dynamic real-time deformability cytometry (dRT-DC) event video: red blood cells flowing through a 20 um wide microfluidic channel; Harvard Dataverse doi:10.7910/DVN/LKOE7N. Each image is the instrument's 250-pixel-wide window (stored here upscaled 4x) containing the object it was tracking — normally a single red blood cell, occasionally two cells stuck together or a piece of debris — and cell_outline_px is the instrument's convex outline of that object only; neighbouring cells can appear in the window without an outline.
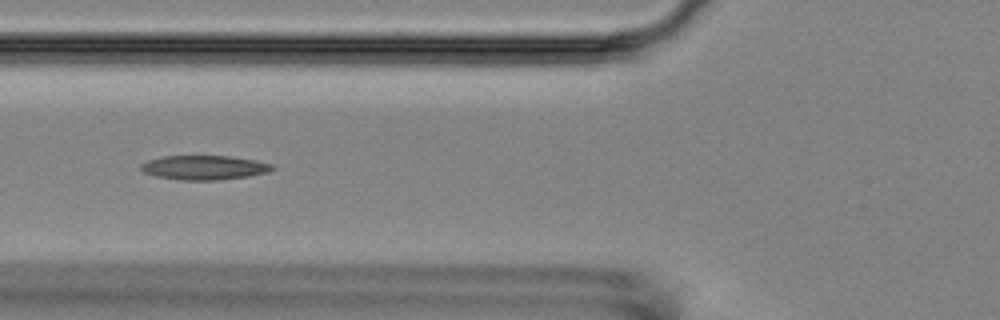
{"species": "Egyptian fruit bat (a non-hibernating species)", "species_latin": "Rousettus aegyptiacus", "temperature_condition": "room temperature", "stored_images_in_passage": 8, "camera_frame_rate_fps": 3000, "um_per_image_px": 0.085, "animal": {"sex": "female"}, "frame": {"image": 1, "passage_image": 3, "time_ms": 2.333, "image_size_px": [1000, 320], "cell_outline_px": [[276, 168], [268, 172], [248, 176], [216, 180], [180, 180], [156, 176], [144, 172], [140, 168], [140, 164], [148, 160], [164, 156], [228, 156], [256, 160], [272, 164]], "centroid_in_image_um": [17.36, 14.24], "position_along_channel_um": 108.4, "area_um2": 18.55}}
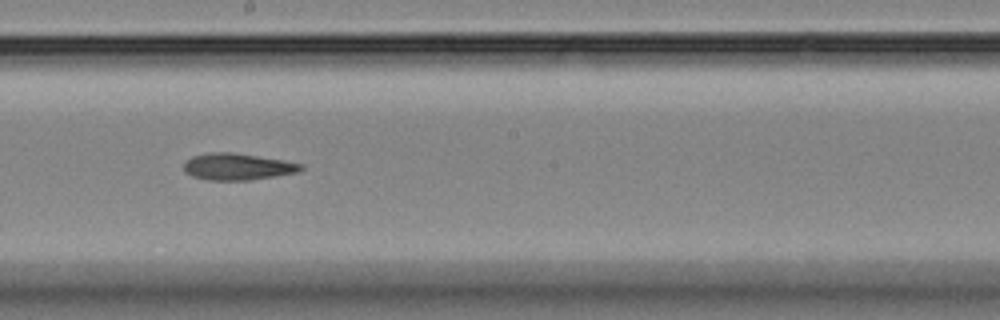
{"frame": {"image": 2, "passage_image": 6, "time_ms": 5.667, "image_size_px": [1000, 320], "cell_outline_px": [[304, 168], [300, 172], [276, 176], [248, 180], [208, 180], [192, 176], [184, 172], [184, 160], [192, 156], [208, 152], [232, 152], [284, 160], [304, 164]], "centroid_in_image_um": [20.19, 14.16], "position_along_channel_um": 228.0, "area_um2": 18.44}}
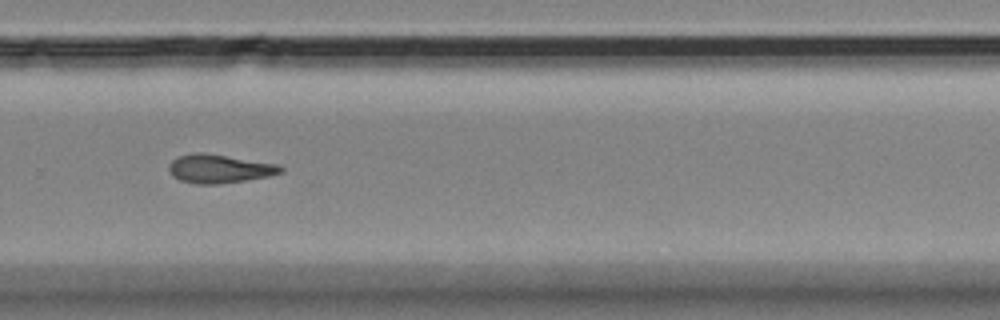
{"frame": {"image": 3, "passage_image": 8, "time_ms": 8.0, "image_size_px": [1000, 320], "cell_outline_px": [[284, 172], [268, 176], [244, 180], [216, 184], [196, 184], [180, 180], [172, 176], [168, 172], [168, 164], [172, 160], [180, 156], [224, 156], [280, 164], [284, 168]], "centroid_in_image_um": [18.69, 14.39], "position_along_channel_um": 311.1, "area_um2": 17.8}}